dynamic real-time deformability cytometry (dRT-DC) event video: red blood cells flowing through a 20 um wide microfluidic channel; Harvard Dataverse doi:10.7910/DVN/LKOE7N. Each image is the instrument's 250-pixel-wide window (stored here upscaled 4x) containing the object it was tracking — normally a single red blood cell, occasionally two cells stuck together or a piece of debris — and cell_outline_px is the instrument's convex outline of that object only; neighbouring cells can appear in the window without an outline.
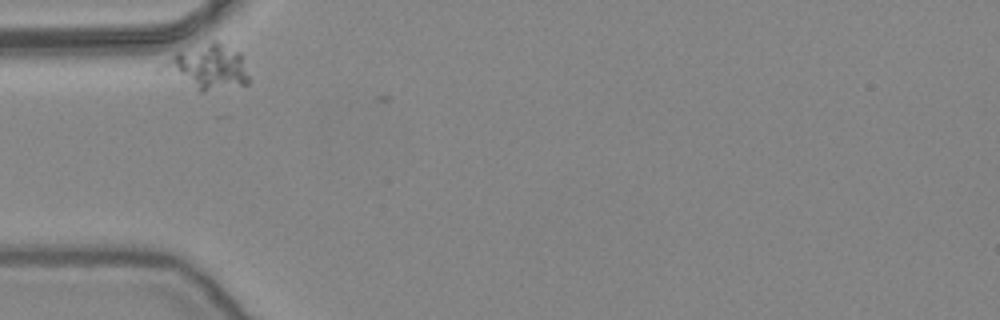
{"species": "common noctule bat (a hibernating species)", "species_latin": "Nyctalus noctula", "temperature_condition": "warm", "stored_images_in_passage": 4, "camera_frame_rate_fps": 3000, "um_per_image_px": 0.085, "animal": {"sex": "female", "body_mass_g": 24.6, "forearm_length_mm": 56.2}, "frame": {"image": 1, "passage_image": 1, "time_ms": 0.0, "image_size_px": [1000, 320], "cell_outline_px": [[248, 84], [204, 92], [200, 92], [156, 68], [176, 52], [212, 40], [228, 36], [240, 52], [248, 76]], "centroid_in_image_um": [17.69, 5.61], "position_along_channel_um": 67.3, "area_um2": 23.52}}